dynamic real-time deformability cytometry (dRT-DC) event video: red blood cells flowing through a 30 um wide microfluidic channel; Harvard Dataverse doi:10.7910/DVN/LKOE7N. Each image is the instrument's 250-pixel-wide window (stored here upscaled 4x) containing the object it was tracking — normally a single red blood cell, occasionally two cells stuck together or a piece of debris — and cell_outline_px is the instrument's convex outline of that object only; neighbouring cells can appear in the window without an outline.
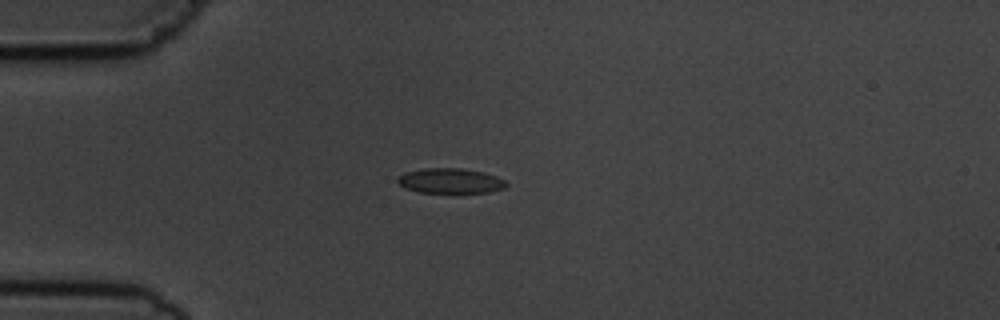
{"species": "common noctule bat (a hibernating species)", "species_latin": "Nyctalus noctula", "temperature_condition": "cold", "stored_images_in_passage": 6, "camera_frame_rate_fps": 3000, "um_per_image_px": 0.085, "animal": {"sex": "male", "body_mass_g": 19.5, "forearm_length_mm": 54.6}, "frame": {"image": 1, "passage_image": 1, "time_ms": 0.0, "image_size_px": [1000, 320], "cell_outline_px": [[508, 184], [504, 188], [488, 192], [420, 192], [404, 188], [396, 180], [404, 172], [424, 168], [460, 168], [484, 172], [496, 176], [504, 180]], "centroid_in_image_um": [38.27, 15.36], "position_along_channel_um": 46.7, "area_um2": 15.72}}
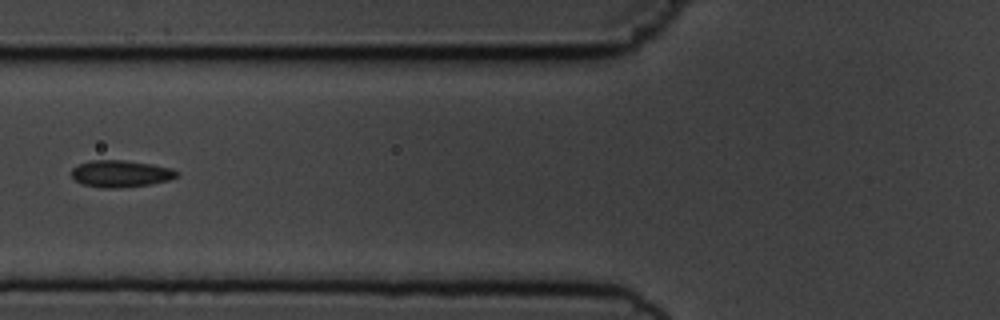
{"frame": {"image": 2, "passage_image": 3, "time_ms": 2.333, "image_size_px": [1000, 320], "cell_outline_px": [[180, 172], [176, 176], [168, 180], [148, 184], [116, 188], [100, 188], [80, 184], [72, 176], [72, 168], [76, 164], [92, 160], [124, 160], [152, 164], [172, 168]], "centroid_in_image_um": [10.22, 14.75], "position_along_channel_um": 115.6, "area_um2": 16.53}}
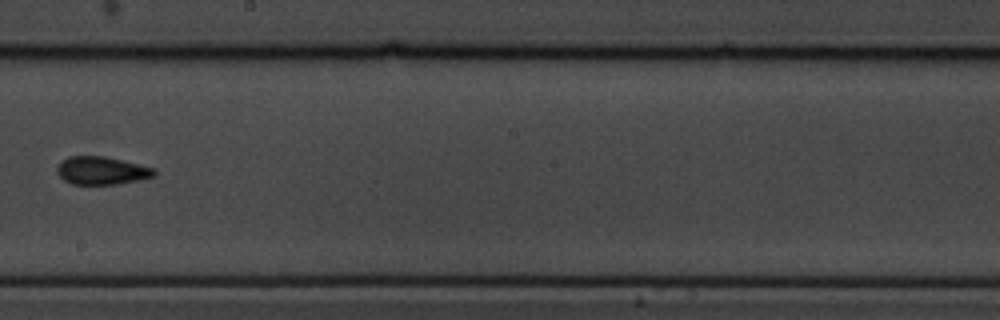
{"frame": {"image": 3, "passage_image": 6, "time_ms": 5.667, "image_size_px": [1000, 320], "cell_outline_px": [[156, 176], [116, 184], [72, 184], [64, 180], [56, 172], [56, 168], [60, 160], [68, 156], [104, 156], [156, 168]], "centroid_in_image_um": [8.62, 14.49], "position_along_channel_um": 239.6, "area_um2": 15.9}}